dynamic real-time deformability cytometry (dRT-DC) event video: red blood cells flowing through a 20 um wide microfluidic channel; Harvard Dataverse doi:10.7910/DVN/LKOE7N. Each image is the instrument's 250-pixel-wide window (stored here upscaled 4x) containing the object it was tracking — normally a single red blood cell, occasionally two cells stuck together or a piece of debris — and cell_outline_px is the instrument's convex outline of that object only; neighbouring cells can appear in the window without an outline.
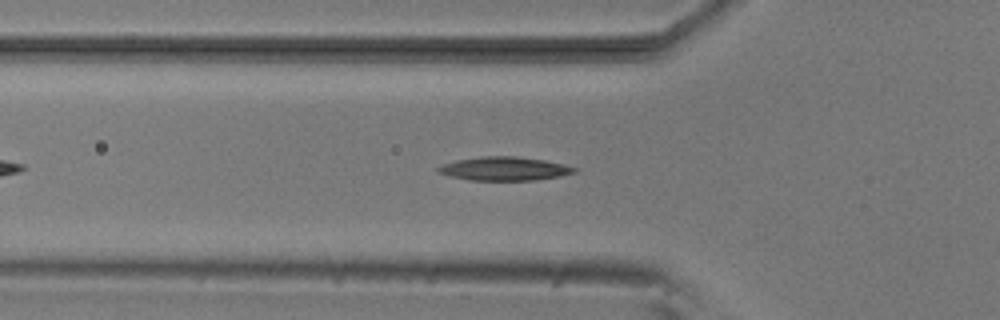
{"species": "common noctule bat (a hibernating species)", "species_latin": "Nyctalus noctula", "temperature_condition": "room temperature", "stored_images_in_passage": 41, "camera_frame_rate_fps": 3000, "um_per_image_px": 0.085, "animal": {"sex": "male", "body_mass_g": 20.5, "forearm_length_mm": 52.5}, "frame": {"image": 1, "passage_image": 9, "time_ms": 2.667, "image_size_px": [1000, 320], "cell_outline_px": [[576, 172], [560, 176], [536, 180], [468, 180], [448, 176], [436, 172], [436, 168], [440, 164], [456, 160], [480, 156], [516, 156], [544, 160], [564, 164], [576, 168]], "centroid_in_image_um": [42.8, 14.34], "position_along_channel_um": 83.0, "area_um2": 18.96}}
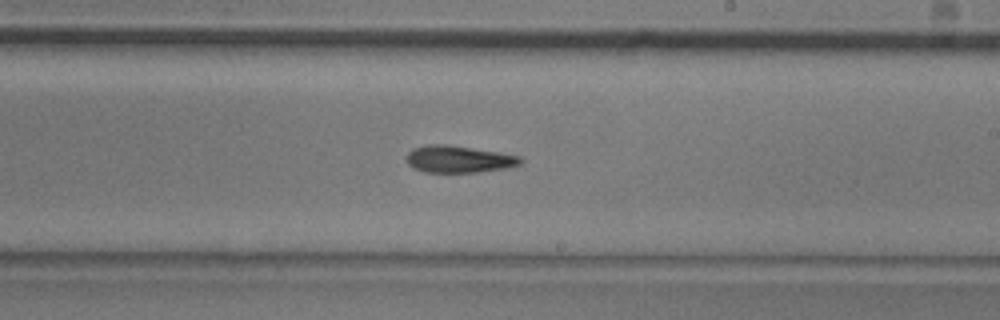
{"frame": {"image": 2, "passage_image": 22, "time_ms": 7.0, "image_size_px": [1000, 320], "cell_outline_px": [[524, 160], [520, 164], [508, 168], [476, 172], [424, 172], [412, 168], [408, 164], [408, 152], [412, 148], [428, 144], [448, 144], [500, 152], [520, 156]], "centroid_in_image_um": [39.0, 13.52], "position_along_channel_um": 250.0, "area_um2": 18.09}}
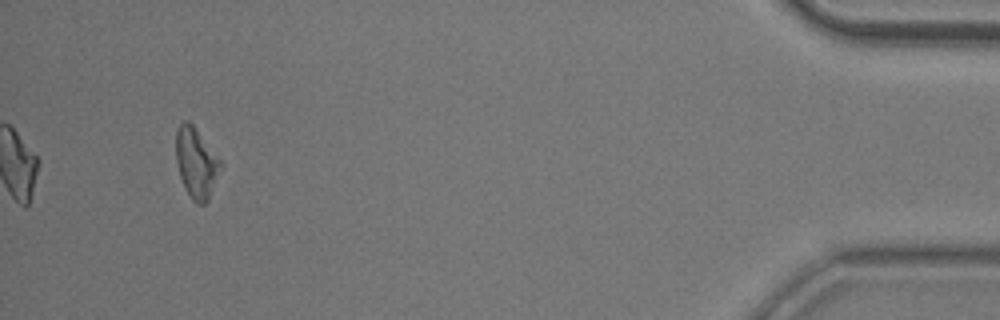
{"frame": {"image": 3, "passage_image": 41, "time_ms": 13.333, "image_size_px": [1000, 320], "cell_outline_px": [[220, 168], [208, 200], [204, 204], [196, 204], [192, 200], [184, 188], [180, 176], [176, 160], [176, 132], [180, 124], [184, 120], [188, 120], [192, 124], [220, 160]], "centroid_in_image_um": [16.64, 13.86], "position_along_channel_um": 418.6, "area_um2": 17.8}, "authors_computed_cell_mechanics": {"area_um2": 18.1492, "velocity_mm_per_s": 3.833, "shape_relaxation_time_tau1_ms": 4.1169, "shape_relaxation_time_tau2_ms": null, "deformation_change_tau1": 0.1109, "deformation_change_tau2": null}}